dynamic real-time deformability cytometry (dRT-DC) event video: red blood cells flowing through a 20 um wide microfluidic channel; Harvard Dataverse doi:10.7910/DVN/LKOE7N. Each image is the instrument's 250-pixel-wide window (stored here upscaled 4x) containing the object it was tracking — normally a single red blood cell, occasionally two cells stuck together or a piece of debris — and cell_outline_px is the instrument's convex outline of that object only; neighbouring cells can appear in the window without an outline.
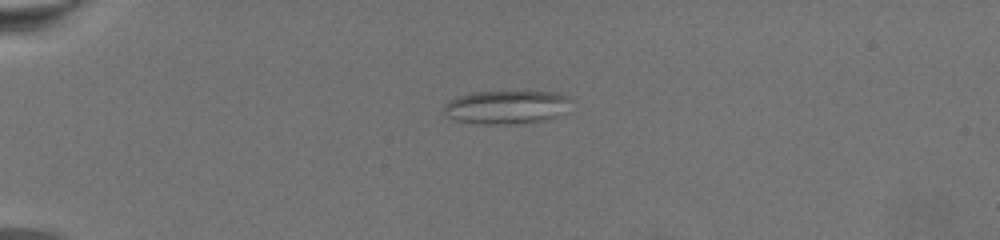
{"species": "common noctule bat (a hibernating species)", "species_latin": "Nyctalus noctula", "temperature_condition": "warm", "stored_images_in_passage": 53, "camera_frame_rate_fps": 3000, "um_per_image_px": 0.085, "animal": {"sex": "female", "body_mass_g": 19.5, "forearm_length_mm": 54.1}, "frame": {"image": 1, "passage_image": 1, "time_ms": 0.0, "image_size_px": [1000, 240], "cell_outline_px": [[572, 100], [568, 112], [560, 116], [544, 120], [500, 124], [480, 124], [452, 120], [444, 112], [444, 104], [448, 100], [472, 92], [556, 92], [572, 96]], "centroid_in_image_um": [43.1, 9.1], "position_along_channel_um": 41.9, "area_um2": 25.09}}
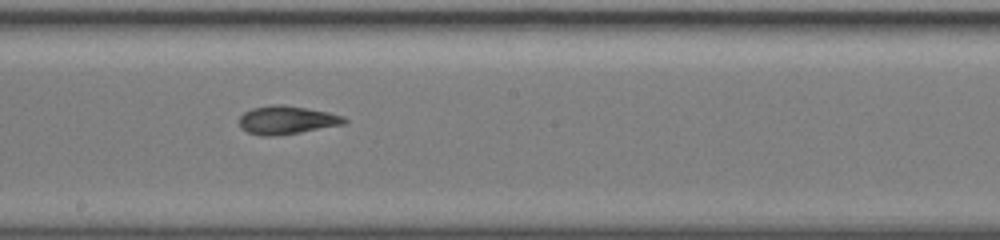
{"frame": {"image": 2, "passage_image": 24, "time_ms": 7.667, "image_size_px": [1000, 240], "cell_outline_px": [[348, 120], [344, 124], [300, 132], [272, 136], [260, 136], [248, 132], [240, 128], [240, 116], [244, 112], [252, 108], [272, 104], [284, 104], [328, 112], [344, 116]], "centroid_in_image_um": [24.36, 10.19], "position_along_channel_um": 223.8, "area_um2": 17.34}}
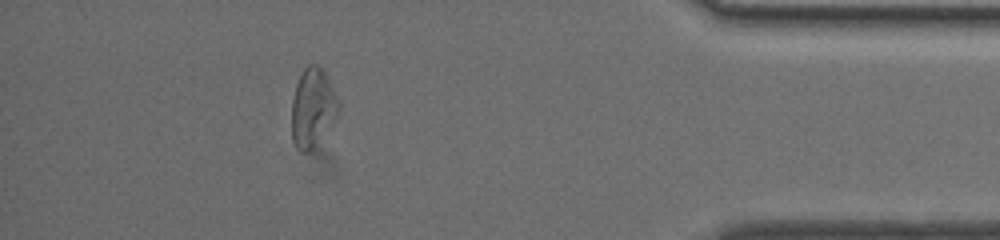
{"frame": {"image": 3, "passage_image": 46, "time_ms": 15.0, "image_size_px": [1000, 240], "cell_outline_px": [[340, 108], [336, 116], [328, 128], [312, 148], [304, 152], [300, 152], [296, 148], [292, 140], [292, 100], [296, 84], [304, 68], [308, 64], [316, 64], [324, 72], [340, 104]], "centroid_in_image_um": [26.55, 9.15], "position_along_channel_um": 408.6, "area_um2": 21.04}}